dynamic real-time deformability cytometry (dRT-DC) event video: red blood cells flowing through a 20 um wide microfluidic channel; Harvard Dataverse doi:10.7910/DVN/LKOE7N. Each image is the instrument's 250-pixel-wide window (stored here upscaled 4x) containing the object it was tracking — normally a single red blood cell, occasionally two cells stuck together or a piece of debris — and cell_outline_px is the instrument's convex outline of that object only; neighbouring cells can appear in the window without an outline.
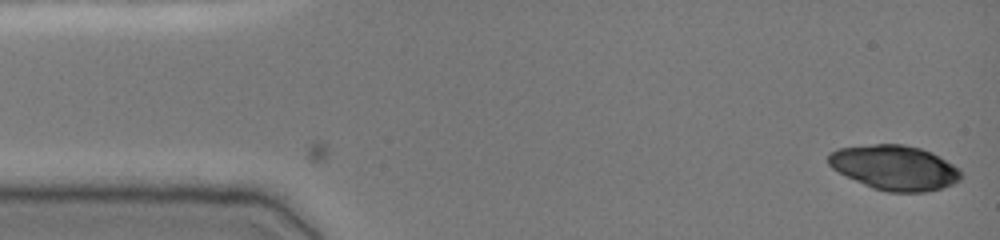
{"species": "common noctule bat (a hibernating species)", "species_latin": "Nyctalus noctula", "temperature_condition": "cold", "stored_images_in_passage": 4, "camera_frame_rate_fps": 3000, "um_per_image_px": 0.085, "animal": {"sex": "female", "body_mass_g": 19.0, "forearm_length_mm": 51.5}, "frame": {"image": 1, "passage_image": 4, "time_ms": 1.0, "image_size_px": [1000, 240], "cell_outline_px": [[964, 176], [960, 180], [952, 184], [940, 188], [924, 192], [888, 192], [872, 188], [832, 168], [828, 164], [828, 152], [840, 148], [876, 144], [904, 144], [920, 148], [932, 152], [940, 156], [960, 168]], "centroid_in_image_um": [76.09, 14.24], "position_along_channel_um": 8.9, "area_um2": 34.62}}